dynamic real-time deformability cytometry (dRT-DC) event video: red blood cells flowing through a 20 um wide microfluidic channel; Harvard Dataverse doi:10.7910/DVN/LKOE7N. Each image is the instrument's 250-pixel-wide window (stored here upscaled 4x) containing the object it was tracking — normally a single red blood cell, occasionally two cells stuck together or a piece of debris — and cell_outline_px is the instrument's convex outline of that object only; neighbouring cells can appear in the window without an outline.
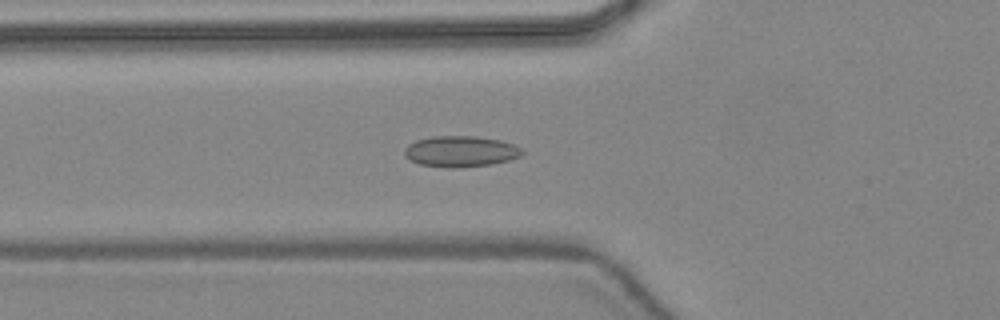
{"species": "common noctule bat (a hibernating species)", "species_latin": "Nyctalus noctula", "temperature_condition": "warm", "stored_images_in_passage": 47, "camera_frame_rate_fps": 3000, "um_per_image_px": 0.085, "animal": {"sex": "female", "body_mass_g": 24.6, "forearm_length_mm": 56.2}, "frame": {"image": 1, "passage_image": 18, "time_ms": 5.667, "image_size_px": [1000, 320], "cell_outline_px": [[524, 152], [520, 156], [508, 160], [492, 164], [452, 168], [448, 168], [420, 164], [404, 156], [404, 148], [408, 144], [416, 140], [436, 136], [476, 136], [500, 140], [516, 144]], "centroid_in_image_um": [39.16, 12.86], "position_along_channel_um": 86.6, "area_um2": 21.21}}
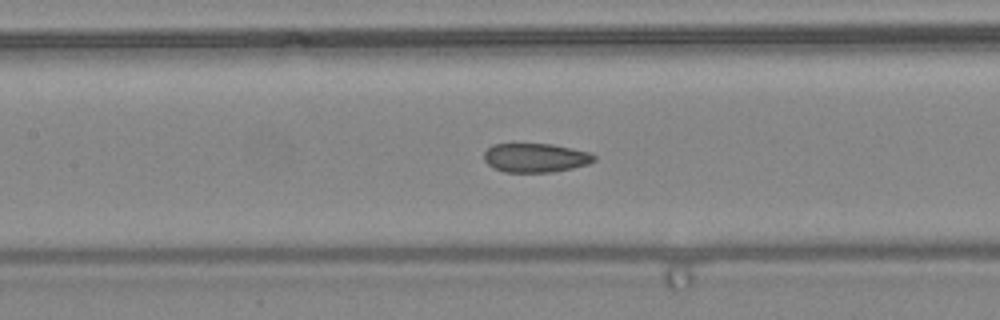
{"frame": {"image": 2, "passage_image": 23, "time_ms": 7.333, "image_size_px": [1000, 320], "cell_outline_px": [[596, 160], [588, 164], [572, 168], [552, 172], [504, 172], [492, 168], [484, 160], [484, 152], [492, 144], [552, 144], [592, 152], [596, 156]], "centroid_in_image_um": [45.53, 13.41], "position_along_channel_um": 161.9, "area_um2": 18.79}}
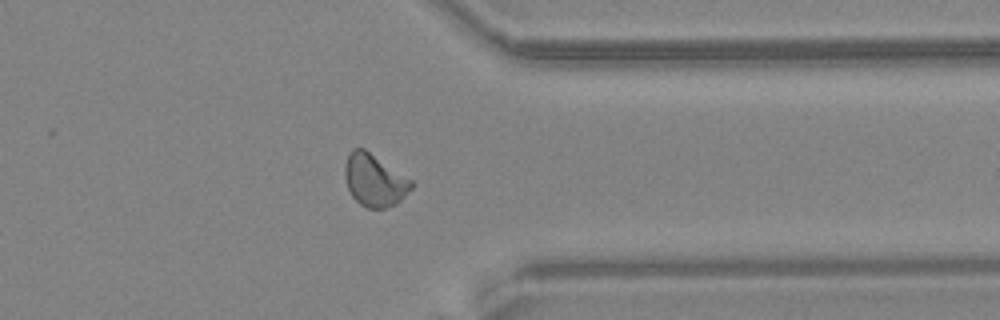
{"frame": {"image": 3, "passage_image": 38, "time_ms": 12.333, "image_size_px": [1000, 320], "cell_outline_px": [[416, 184], [396, 204], [384, 208], [364, 208], [352, 196], [348, 188], [344, 176], [344, 164], [348, 152], [352, 148], [364, 148], [412, 180]], "centroid_in_image_um": [31.81, 15.31], "position_along_channel_um": 379.6, "area_um2": 20.4}, "authors_computed_cell_mechanics": {"area_um2": 19.7098, "velocity_mm_per_s": 4.4499, "shape_relaxation_time_tau1_ms": null, "shape_relaxation_time_tau2_ms": 1.5529, "deformation_change_tau1": null, "deformation_change_tau2": 0.0729}}